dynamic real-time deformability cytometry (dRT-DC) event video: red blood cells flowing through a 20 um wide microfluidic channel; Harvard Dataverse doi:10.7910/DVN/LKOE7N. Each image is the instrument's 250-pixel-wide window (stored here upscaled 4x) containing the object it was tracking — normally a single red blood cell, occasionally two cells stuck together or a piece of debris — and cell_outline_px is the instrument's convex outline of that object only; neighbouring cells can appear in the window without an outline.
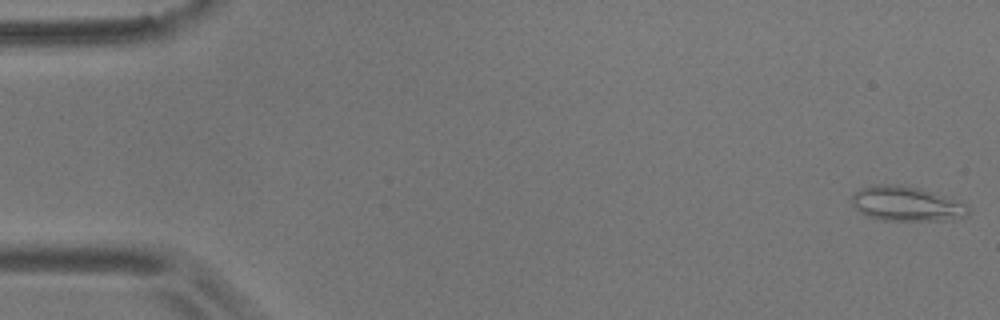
{"species": "common noctule bat (a hibernating species)", "species_latin": "Nyctalus noctula", "temperature_condition": "room temperature", "stored_images_in_passage": 6, "camera_frame_rate_fps": 3000, "um_per_image_px": 0.085, "animal": {"sex": "male", "body_mass_g": 17.9}, "frame": {"image": 1, "passage_image": 1, "time_ms": 0.0, "image_size_px": [1000, 320], "cell_outline_px": [[972, 208], [964, 216], [952, 220], [880, 220], [864, 216], [852, 204], [852, 196], [860, 188], [872, 184], [900, 184], [932, 192], [968, 204]], "centroid_in_image_um": [77.03, 17.32], "position_along_channel_um": 8.0, "area_um2": 23.64}}
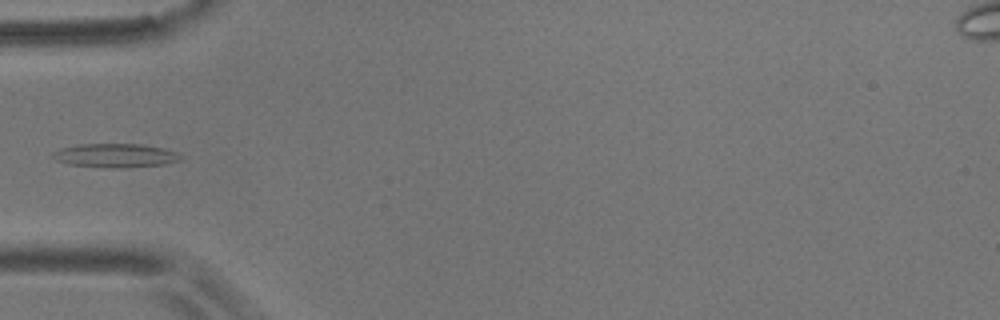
{"frame": {"image": 2, "passage_image": 6, "time_ms": 5.667, "image_size_px": [1000, 320], "cell_outline_px": [[184, 156], [180, 160], [164, 164], [124, 168], [100, 168], [68, 164], [56, 160], [48, 156], [52, 152], [60, 148], [80, 144], [140, 144], [164, 148], [176, 152]], "centroid_in_image_um": [9.76, 13.23], "position_along_channel_um": 75.2, "area_um2": 18.09}}